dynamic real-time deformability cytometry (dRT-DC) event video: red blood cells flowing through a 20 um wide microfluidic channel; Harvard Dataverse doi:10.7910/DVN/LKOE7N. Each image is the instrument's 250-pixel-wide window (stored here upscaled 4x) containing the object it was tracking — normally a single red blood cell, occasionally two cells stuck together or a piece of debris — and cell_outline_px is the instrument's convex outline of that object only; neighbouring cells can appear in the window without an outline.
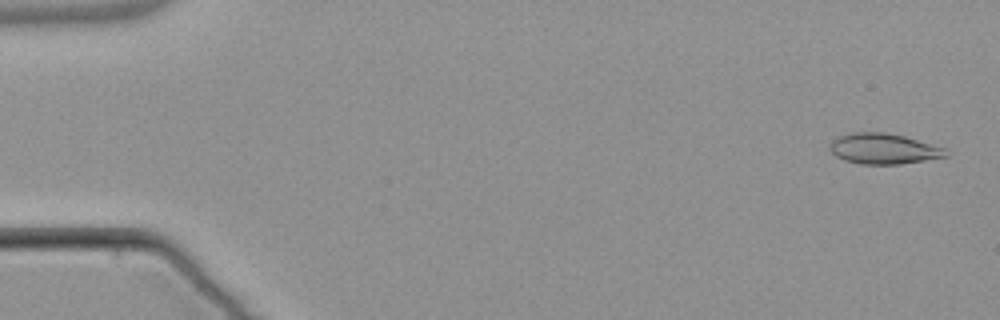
{"species": "common noctule bat (a hibernating species)", "species_latin": "Nyctalus noctula", "temperature_condition": "warm", "stored_images_in_passage": 6, "camera_frame_rate_fps": 3000, "um_per_image_px": 0.085, "animal": {"sex": "male", "body_mass_g": 21.5, "forearm_length_mm": 52.0}, "frame": {"image": 1, "passage_image": 1, "time_ms": 0.0, "image_size_px": [1000, 320], "cell_outline_px": [[948, 156], [900, 164], [860, 164], [844, 160], [836, 156], [828, 148], [828, 144], [836, 136], [848, 132], [884, 132], [904, 136], [944, 148], [948, 152]], "centroid_in_image_um": [75.03, 12.63], "position_along_channel_um": 10.0, "area_um2": 20.75}}
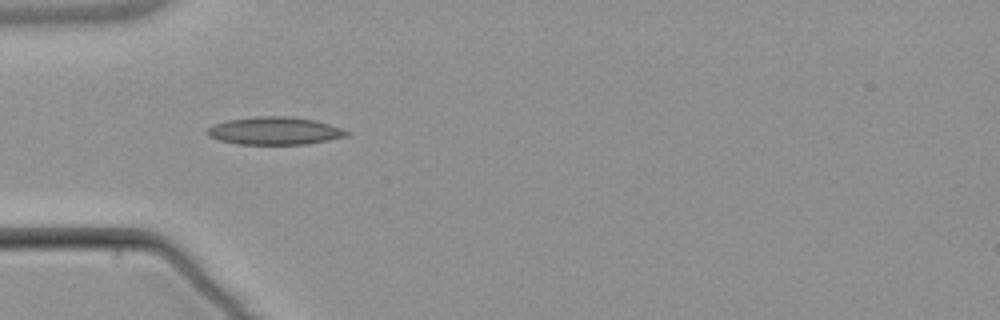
{"frame": {"image": 2, "passage_image": 5, "time_ms": 5.0, "image_size_px": [1000, 320], "cell_outline_px": [[352, 132], [348, 136], [328, 140], [304, 144], [236, 144], [220, 140], [208, 136], [208, 128], [212, 124], [228, 120], [256, 116], [288, 116], [316, 120]], "centroid_in_image_um": [23.35, 11.12], "position_along_channel_um": 61.6, "area_um2": 22.48}}
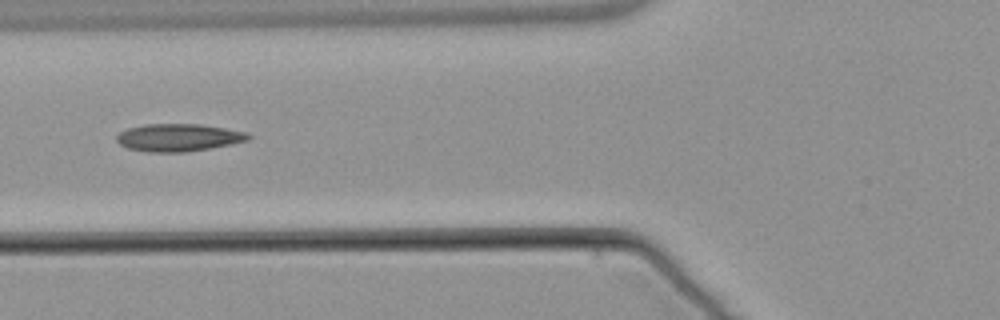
{"frame": {"image": 3, "passage_image": 6, "time_ms": 6.333, "image_size_px": [1000, 320], "cell_outline_px": [[252, 136], [248, 140], [232, 144], [188, 152], [148, 152], [128, 148], [120, 144], [116, 140], [116, 136], [120, 132], [128, 128], [144, 124], [200, 124], [224, 128], [244, 132]], "centroid_in_image_um": [15.15, 11.69], "position_along_channel_um": 110.6, "area_um2": 21.1}}